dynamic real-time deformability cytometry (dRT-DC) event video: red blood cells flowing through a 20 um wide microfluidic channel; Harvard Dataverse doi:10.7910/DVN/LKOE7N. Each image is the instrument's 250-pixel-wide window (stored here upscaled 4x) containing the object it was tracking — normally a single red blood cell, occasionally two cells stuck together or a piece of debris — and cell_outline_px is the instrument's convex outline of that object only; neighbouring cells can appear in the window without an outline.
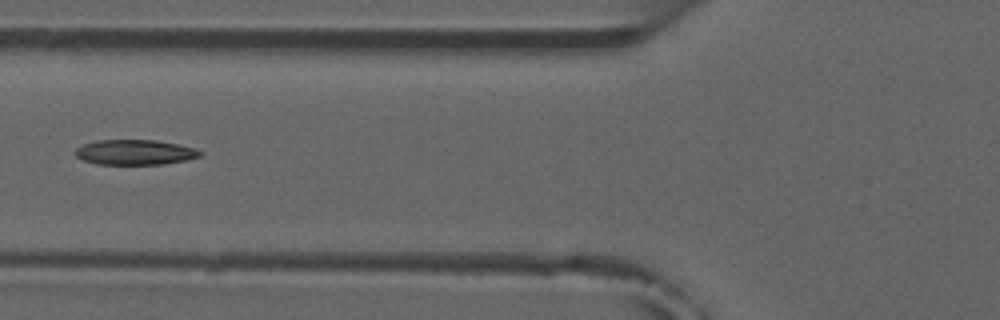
{"species": "common noctule bat (a hibernating species)", "species_latin": "Nyctalus noctula", "temperature_condition": "room temperature", "stored_images_in_passage": 3, "camera_frame_rate_fps": 3000, "um_per_image_px": 0.085, "animal": {"sex": "male", "forearm_length_mm": 52.5}, "frame": {"image": 1, "passage_image": 2, "time_ms": 1.333, "image_size_px": [1000, 320], "cell_outline_px": [[204, 152], [200, 156], [184, 160], [164, 164], [96, 164], [84, 160], [76, 156], [76, 148], [84, 144], [96, 140], [156, 140], [196, 148]], "centroid_in_image_um": [11.48, 12.94], "position_along_channel_um": 114.3, "area_um2": 18.15}}
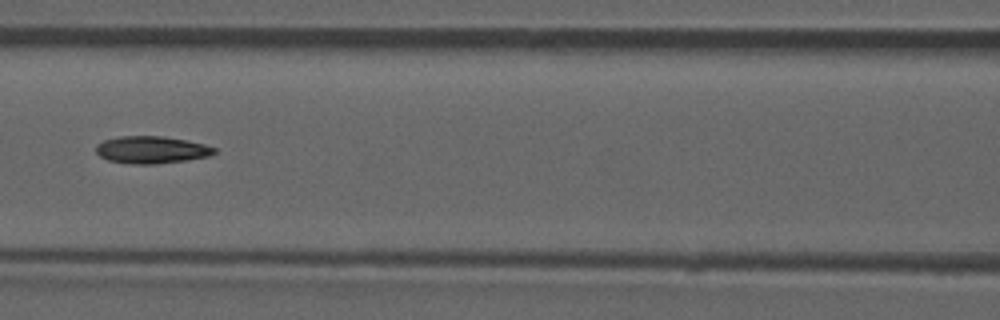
{"frame": {"image": 2, "passage_image": 3, "time_ms": 2.333, "image_size_px": [1000, 320], "cell_outline_px": [[216, 152], [208, 156], [184, 160], [156, 164], [132, 164], [108, 160], [100, 156], [96, 152], [96, 144], [104, 140], [120, 136], [164, 136], [188, 140], [204, 144], [216, 148]], "centroid_in_image_um": [12.86, 12.72], "position_along_channel_um": 153.7, "area_um2": 18.79}}